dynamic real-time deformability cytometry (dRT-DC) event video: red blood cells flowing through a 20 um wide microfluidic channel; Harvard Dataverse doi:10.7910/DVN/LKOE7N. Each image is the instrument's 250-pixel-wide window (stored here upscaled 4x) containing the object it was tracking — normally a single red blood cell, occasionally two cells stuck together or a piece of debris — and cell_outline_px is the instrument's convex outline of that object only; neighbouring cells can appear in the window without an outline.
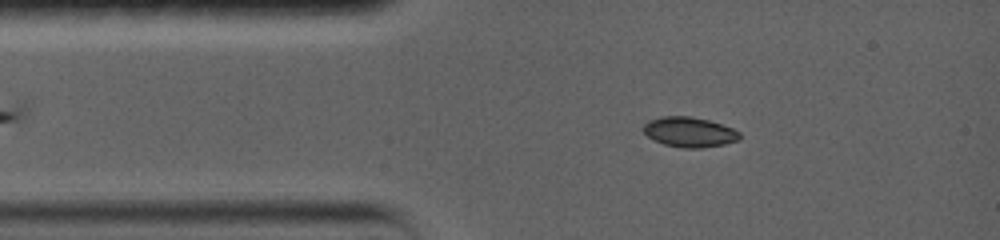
{"species": "common noctule bat (a hibernating species)", "species_latin": "Nyctalus noctula", "temperature_condition": "warm", "stored_images_in_passage": 10, "camera_frame_rate_fps": 5000, "um_per_image_px": 0.085, "animal": {"sex": "female", "body_mass_g": 19.0, "forearm_length_mm": 56.7}, "frame": {"image": 1, "passage_image": 1, "time_ms": 0.0, "image_size_px": [1000, 240], "cell_outline_px": [[740, 140], [724, 144], [700, 148], [684, 148], [664, 144], [648, 136], [644, 132], [644, 124], [648, 120], [664, 116], [688, 116], [708, 120], [732, 128], [740, 132]], "centroid_in_image_um": [58.61, 11.22], "position_along_channel_um": 26.4, "area_um2": 16.65}}
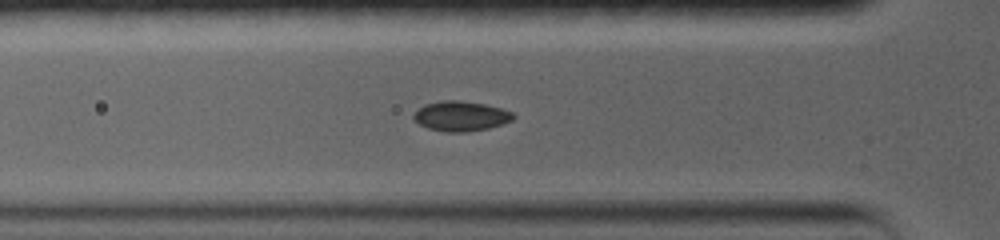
{"frame": {"image": 2, "passage_image": 4, "time_ms": 2.2, "image_size_px": [1000, 240], "cell_outline_px": [[516, 116], [512, 120], [488, 128], [468, 132], [444, 132], [428, 128], [412, 120], [412, 116], [424, 104], [444, 100], [456, 100], [484, 104], [500, 108], [512, 112]], "centroid_in_image_um": [39.15, 9.87], "position_along_channel_um": 86.7, "area_um2": 17.28}}
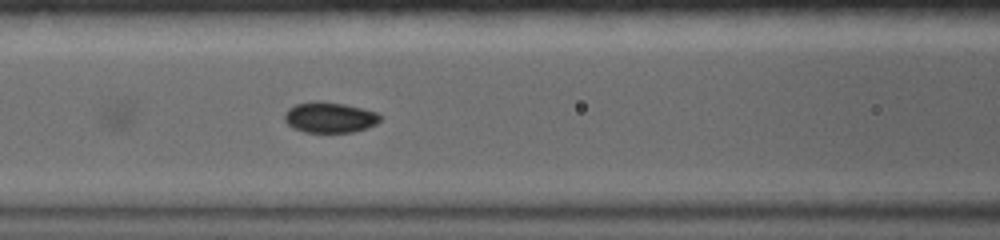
{"frame": {"image": 3, "passage_image": 6, "time_ms": 3.6, "image_size_px": [1000, 240], "cell_outline_px": [[380, 120], [376, 124], [368, 128], [352, 132], [304, 132], [292, 128], [284, 120], [284, 112], [288, 108], [296, 104], [316, 100], [320, 100], [344, 104], [376, 112], [380, 116]], "centroid_in_image_um": [27.98, 9.97], "position_along_channel_um": 138.6, "area_um2": 17.17}}